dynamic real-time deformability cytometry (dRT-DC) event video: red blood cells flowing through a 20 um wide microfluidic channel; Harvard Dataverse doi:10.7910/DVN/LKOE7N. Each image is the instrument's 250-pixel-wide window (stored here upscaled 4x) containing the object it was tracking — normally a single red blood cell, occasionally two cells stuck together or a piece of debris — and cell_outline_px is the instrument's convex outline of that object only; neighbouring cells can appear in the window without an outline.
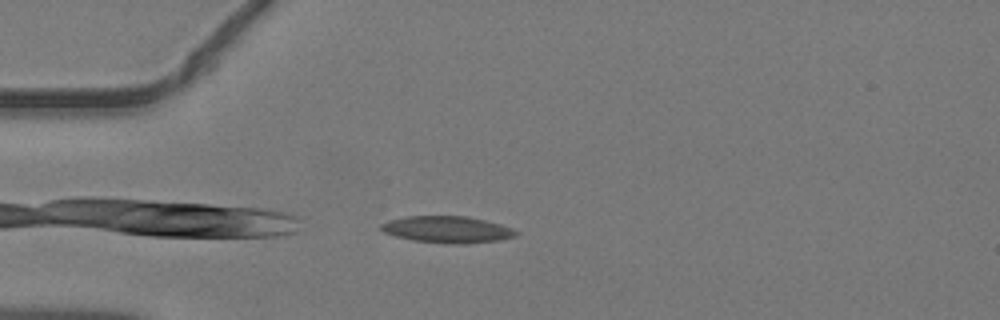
{"species": "common noctule bat (a hibernating species)", "species_latin": "Nyctalus noctula", "temperature_condition": "warm", "stored_images_in_passage": 29, "camera_frame_rate_fps": 3000, "um_per_image_px": 0.085, "animal": {"sex": "male", "body_mass_g": 19.2, "forearm_length_mm": 51.8}, "frame": {"image": 1, "passage_image": 1, "time_ms": 0.0, "image_size_px": [1000, 320], "cell_outline_px": [[520, 232], [516, 236], [500, 240], [464, 244], [452, 244], [412, 240], [396, 236], [384, 232], [380, 228], [380, 224], [404, 216], [468, 216], [500, 224], [512, 228]], "centroid_in_image_um": [38.05, 19.51], "position_along_channel_um": 47.0, "area_um2": 20.98}}
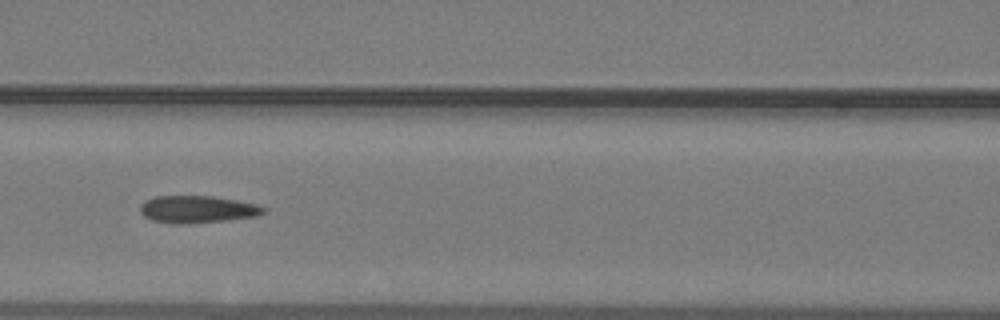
{"frame": {"image": 2, "passage_image": 9, "time_ms": 2.667, "image_size_px": [1000, 320], "cell_outline_px": [[268, 212], [256, 216], [224, 220], [180, 224], [168, 224], [152, 220], [144, 216], [140, 212], [140, 204], [144, 200], [156, 196], [212, 196], [236, 200], [256, 204], [268, 208]], "centroid_in_image_um": [16.76, 17.79], "position_along_channel_um": 149.8, "area_um2": 19.71}}
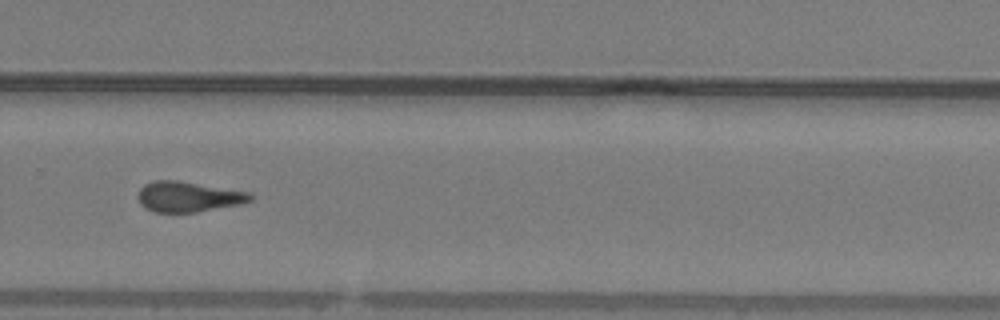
{"frame": {"image": 3, "passage_image": 20, "time_ms": 6.333, "image_size_px": [1000, 320], "cell_outline_px": [[252, 200], [240, 204], [196, 212], [152, 212], [140, 204], [140, 188], [144, 184], [152, 180], [176, 180], [248, 192], [252, 196]], "centroid_in_image_um": [15.98, 16.72], "position_along_channel_um": 313.8, "area_um2": 19.59}}